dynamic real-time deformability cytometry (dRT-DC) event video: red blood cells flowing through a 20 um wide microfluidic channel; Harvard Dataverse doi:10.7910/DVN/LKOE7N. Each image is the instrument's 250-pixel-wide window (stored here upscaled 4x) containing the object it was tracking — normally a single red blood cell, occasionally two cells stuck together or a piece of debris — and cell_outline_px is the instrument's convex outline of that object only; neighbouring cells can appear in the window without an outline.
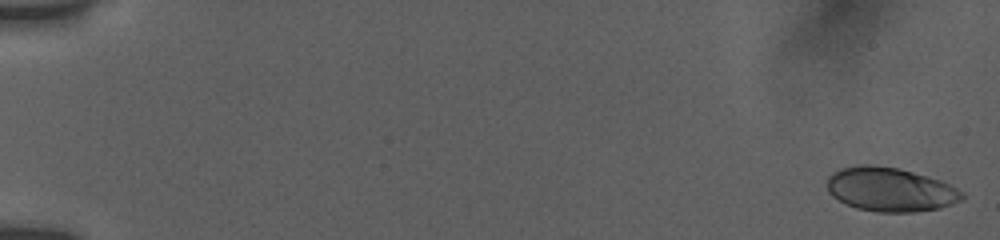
{"species": "human", "species_latin": "Homo sapiens", "temperature_condition": "room temperature", "stored_images_in_passage": 22, "camera_frame_rate_fps": 3000, "um_per_image_px": 0.085, "donor": {"sex": "female"}, "frame": {"image": 1, "passage_image": 1, "time_ms": 0.0, "image_size_px": [1000, 240], "cell_outline_px": [[964, 200], [940, 208], [912, 212], [876, 212], [856, 208], [832, 196], [828, 192], [828, 176], [832, 172], [840, 168], [856, 164], [872, 164], [900, 168], [928, 176], [940, 180], [964, 192]], "centroid_in_image_um": [75.67, 16.09], "position_along_channel_um": 9.3, "area_um2": 34.91}}
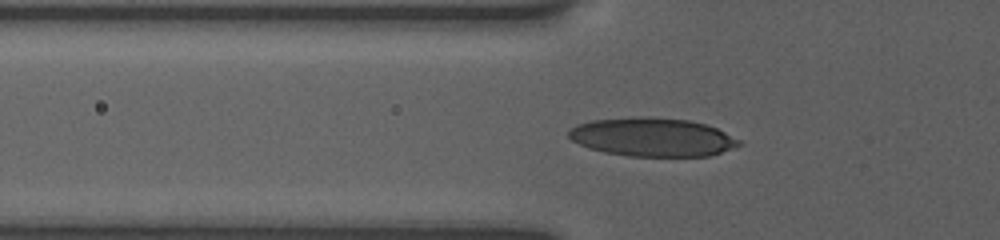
{"frame": {"image": 2, "passage_image": 20, "time_ms": 6.333, "image_size_px": [1000, 240], "cell_outline_px": [[744, 144], [708, 156], [628, 156], [604, 152], [588, 148], [572, 140], [568, 136], [568, 132], [572, 128], [580, 124], [592, 120], [688, 120], [704, 124], [716, 128], [740, 140]], "centroid_in_image_um": [55.49, 11.72], "position_along_channel_um": 70.3, "area_um2": 36.65}}